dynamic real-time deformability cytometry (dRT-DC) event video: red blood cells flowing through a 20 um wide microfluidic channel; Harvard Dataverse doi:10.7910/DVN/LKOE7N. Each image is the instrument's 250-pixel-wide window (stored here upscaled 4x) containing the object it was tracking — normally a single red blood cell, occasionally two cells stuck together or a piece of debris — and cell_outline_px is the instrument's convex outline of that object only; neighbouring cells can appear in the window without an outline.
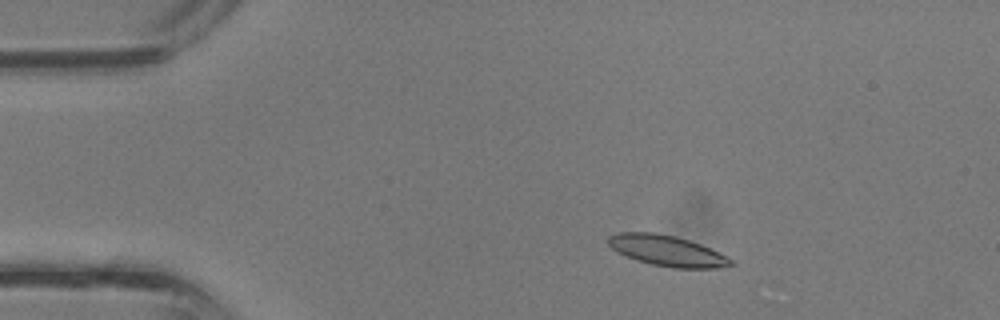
{"species": "common noctule bat (a hibernating species)", "species_latin": "Nyctalus noctula", "temperature_condition": "room temperature", "stored_images_in_passage": 36, "camera_frame_rate_fps": 3000, "um_per_image_px": 0.085, "animal": {"sex": "male", "body_mass_g": 13.3}, "frame": {"image": 1, "passage_image": 5, "time_ms": 1.333, "image_size_px": [1000, 320], "cell_outline_px": [[732, 264], [720, 268], [672, 268], [652, 264], [636, 260], [616, 252], [608, 244], [608, 236], [616, 232], [656, 232], [676, 236], [700, 244], [728, 256], [732, 260]], "centroid_in_image_um": [56.66, 21.3], "position_along_channel_um": 28.3, "area_um2": 22.02}}
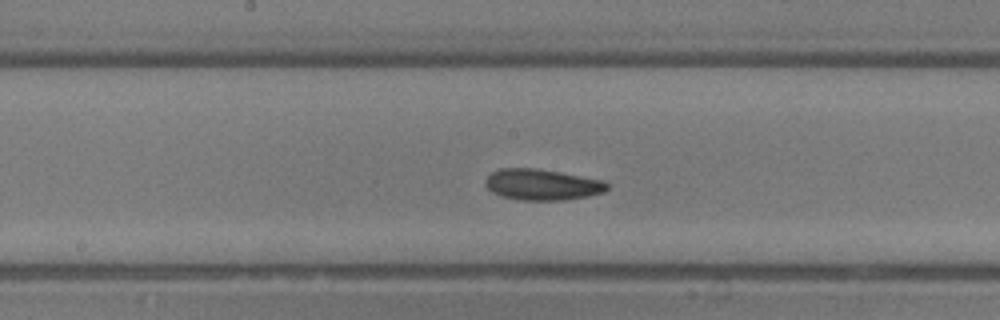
{"frame": {"image": 2, "passage_image": 18, "time_ms": 5.667, "image_size_px": [1000, 320], "cell_outline_px": [[608, 188], [604, 192], [588, 196], [564, 200], [520, 200], [500, 196], [492, 192], [484, 184], [484, 180], [492, 172], [500, 168], [536, 168], [560, 172], [604, 180], [608, 184]], "centroid_in_image_um": [46.07, 15.69], "position_along_channel_um": 202.1, "area_um2": 22.14}}
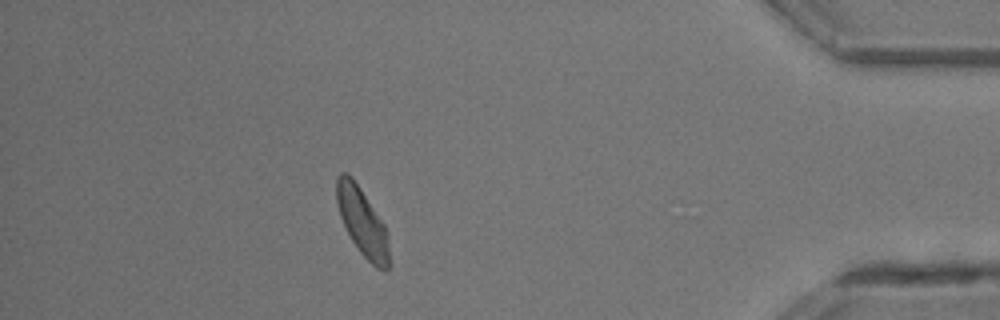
{"frame": {"image": 3, "passage_image": 32, "time_ms": 10.333, "image_size_px": [1000, 320], "cell_outline_px": [[388, 268], [376, 268], [360, 252], [352, 240], [340, 216], [336, 200], [336, 176], [340, 172], [348, 172], [352, 176], [384, 224], [388, 248]], "centroid_in_image_um": [30.74, 18.78], "position_along_channel_um": 404.5, "area_um2": 20.23}}